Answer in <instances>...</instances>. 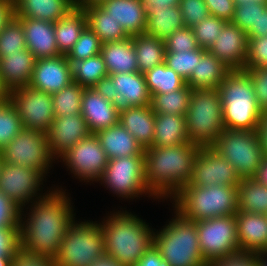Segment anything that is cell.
<instances>
[{
	"label": "cell",
	"mask_w": 267,
	"mask_h": 266,
	"mask_svg": "<svg viewBox=\"0 0 267 266\" xmlns=\"http://www.w3.org/2000/svg\"><path fill=\"white\" fill-rule=\"evenodd\" d=\"M50 191L40 200L28 204L27 219L21 209L20 248L53 259L76 213L73 214L70 197L63 188Z\"/></svg>",
	"instance_id": "obj_1"
},
{
	"label": "cell",
	"mask_w": 267,
	"mask_h": 266,
	"mask_svg": "<svg viewBox=\"0 0 267 266\" xmlns=\"http://www.w3.org/2000/svg\"><path fill=\"white\" fill-rule=\"evenodd\" d=\"M200 148L189 142L144 149L145 181L154 199L172 198L189 183Z\"/></svg>",
	"instance_id": "obj_2"
},
{
	"label": "cell",
	"mask_w": 267,
	"mask_h": 266,
	"mask_svg": "<svg viewBox=\"0 0 267 266\" xmlns=\"http://www.w3.org/2000/svg\"><path fill=\"white\" fill-rule=\"evenodd\" d=\"M100 225L104 232L105 255L121 265L138 263L153 245L151 226L126 210L113 212Z\"/></svg>",
	"instance_id": "obj_3"
},
{
	"label": "cell",
	"mask_w": 267,
	"mask_h": 266,
	"mask_svg": "<svg viewBox=\"0 0 267 266\" xmlns=\"http://www.w3.org/2000/svg\"><path fill=\"white\" fill-rule=\"evenodd\" d=\"M217 90L225 129L257 131L262 111L257 106L249 74L244 69L231 70Z\"/></svg>",
	"instance_id": "obj_4"
},
{
	"label": "cell",
	"mask_w": 267,
	"mask_h": 266,
	"mask_svg": "<svg viewBox=\"0 0 267 266\" xmlns=\"http://www.w3.org/2000/svg\"><path fill=\"white\" fill-rule=\"evenodd\" d=\"M174 210L195 222L238 212L237 187L186 185L172 198ZM174 200V201H173ZM175 202V203H174Z\"/></svg>",
	"instance_id": "obj_5"
},
{
	"label": "cell",
	"mask_w": 267,
	"mask_h": 266,
	"mask_svg": "<svg viewBox=\"0 0 267 266\" xmlns=\"http://www.w3.org/2000/svg\"><path fill=\"white\" fill-rule=\"evenodd\" d=\"M174 213V218L153 234V245L165 266H208L200 250L196 222L176 210Z\"/></svg>",
	"instance_id": "obj_6"
},
{
	"label": "cell",
	"mask_w": 267,
	"mask_h": 266,
	"mask_svg": "<svg viewBox=\"0 0 267 266\" xmlns=\"http://www.w3.org/2000/svg\"><path fill=\"white\" fill-rule=\"evenodd\" d=\"M223 105L217 89H192L185 114L190 142L199 147H212L225 130Z\"/></svg>",
	"instance_id": "obj_7"
},
{
	"label": "cell",
	"mask_w": 267,
	"mask_h": 266,
	"mask_svg": "<svg viewBox=\"0 0 267 266\" xmlns=\"http://www.w3.org/2000/svg\"><path fill=\"white\" fill-rule=\"evenodd\" d=\"M99 223V224H98ZM73 221L53 258L56 266H91L105 256L104 232L100 222Z\"/></svg>",
	"instance_id": "obj_8"
},
{
	"label": "cell",
	"mask_w": 267,
	"mask_h": 266,
	"mask_svg": "<svg viewBox=\"0 0 267 266\" xmlns=\"http://www.w3.org/2000/svg\"><path fill=\"white\" fill-rule=\"evenodd\" d=\"M212 148L226 159L240 178H252L264 158L257 131L225 129Z\"/></svg>",
	"instance_id": "obj_9"
},
{
	"label": "cell",
	"mask_w": 267,
	"mask_h": 266,
	"mask_svg": "<svg viewBox=\"0 0 267 266\" xmlns=\"http://www.w3.org/2000/svg\"><path fill=\"white\" fill-rule=\"evenodd\" d=\"M0 156L4 163L36 169L44 176L55 161L49 150L47 133L25 128L0 150Z\"/></svg>",
	"instance_id": "obj_10"
},
{
	"label": "cell",
	"mask_w": 267,
	"mask_h": 266,
	"mask_svg": "<svg viewBox=\"0 0 267 266\" xmlns=\"http://www.w3.org/2000/svg\"><path fill=\"white\" fill-rule=\"evenodd\" d=\"M99 182L118 198L134 199L143 194L154 197L147 189L145 181L144 156L109 159Z\"/></svg>",
	"instance_id": "obj_11"
},
{
	"label": "cell",
	"mask_w": 267,
	"mask_h": 266,
	"mask_svg": "<svg viewBox=\"0 0 267 266\" xmlns=\"http://www.w3.org/2000/svg\"><path fill=\"white\" fill-rule=\"evenodd\" d=\"M196 227L200 250L207 264L240 252L235 214L197 221Z\"/></svg>",
	"instance_id": "obj_12"
},
{
	"label": "cell",
	"mask_w": 267,
	"mask_h": 266,
	"mask_svg": "<svg viewBox=\"0 0 267 266\" xmlns=\"http://www.w3.org/2000/svg\"><path fill=\"white\" fill-rule=\"evenodd\" d=\"M10 101L23 128L48 133L55 118L51 94L23 86L10 91Z\"/></svg>",
	"instance_id": "obj_13"
},
{
	"label": "cell",
	"mask_w": 267,
	"mask_h": 266,
	"mask_svg": "<svg viewBox=\"0 0 267 266\" xmlns=\"http://www.w3.org/2000/svg\"><path fill=\"white\" fill-rule=\"evenodd\" d=\"M61 161L80 181L98 182L109 159L96 134L91 133L64 153L60 157Z\"/></svg>",
	"instance_id": "obj_14"
},
{
	"label": "cell",
	"mask_w": 267,
	"mask_h": 266,
	"mask_svg": "<svg viewBox=\"0 0 267 266\" xmlns=\"http://www.w3.org/2000/svg\"><path fill=\"white\" fill-rule=\"evenodd\" d=\"M44 178L46 179L36 169L4 162L0 166V190L21 209L26 208L29 202L31 204L48 194L45 192L41 195L38 192L42 190L40 187Z\"/></svg>",
	"instance_id": "obj_15"
},
{
	"label": "cell",
	"mask_w": 267,
	"mask_h": 266,
	"mask_svg": "<svg viewBox=\"0 0 267 266\" xmlns=\"http://www.w3.org/2000/svg\"><path fill=\"white\" fill-rule=\"evenodd\" d=\"M240 180L235 168L217 151L212 147H201L187 185L208 187L220 184L238 187Z\"/></svg>",
	"instance_id": "obj_16"
},
{
	"label": "cell",
	"mask_w": 267,
	"mask_h": 266,
	"mask_svg": "<svg viewBox=\"0 0 267 266\" xmlns=\"http://www.w3.org/2000/svg\"><path fill=\"white\" fill-rule=\"evenodd\" d=\"M73 82L71 64L66 55L37 59L29 86L49 94Z\"/></svg>",
	"instance_id": "obj_17"
},
{
	"label": "cell",
	"mask_w": 267,
	"mask_h": 266,
	"mask_svg": "<svg viewBox=\"0 0 267 266\" xmlns=\"http://www.w3.org/2000/svg\"><path fill=\"white\" fill-rule=\"evenodd\" d=\"M90 134L91 132L81 113L55 116L47 133L50 153L58 160L75 144Z\"/></svg>",
	"instance_id": "obj_18"
},
{
	"label": "cell",
	"mask_w": 267,
	"mask_h": 266,
	"mask_svg": "<svg viewBox=\"0 0 267 266\" xmlns=\"http://www.w3.org/2000/svg\"><path fill=\"white\" fill-rule=\"evenodd\" d=\"M247 47V33L233 23L227 22L208 50L231 70H243Z\"/></svg>",
	"instance_id": "obj_19"
},
{
	"label": "cell",
	"mask_w": 267,
	"mask_h": 266,
	"mask_svg": "<svg viewBox=\"0 0 267 266\" xmlns=\"http://www.w3.org/2000/svg\"><path fill=\"white\" fill-rule=\"evenodd\" d=\"M119 106L105 99L93 88H84L81 103V114L89 131L97 133L116 125L119 119Z\"/></svg>",
	"instance_id": "obj_20"
},
{
	"label": "cell",
	"mask_w": 267,
	"mask_h": 266,
	"mask_svg": "<svg viewBox=\"0 0 267 266\" xmlns=\"http://www.w3.org/2000/svg\"><path fill=\"white\" fill-rule=\"evenodd\" d=\"M235 217L239 250L267 253V214L238 211Z\"/></svg>",
	"instance_id": "obj_21"
},
{
	"label": "cell",
	"mask_w": 267,
	"mask_h": 266,
	"mask_svg": "<svg viewBox=\"0 0 267 266\" xmlns=\"http://www.w3.org/2000/svg\"><path fill=\"white\" fill-rule=\"evenodd\" d=\"M23 26L26 48L37 59L61 55L55 39V23L32 18H17Z\"/></svg>",
	"instance_id": "obj_22"
},
{
	"label": "cell",
	"mask_w": 267,
	"mask_h": 266,
	"mask_svg": "<svg viewBox=\"0 0 267 266\" xmlns=\"http://www.w3.org/2000/svg\"><path fill=\"white\" fill-rule=\"evenodd\" d=\"M118 122L137 140L143 149L152 147L155 113L150 105L120 108Z\"/></svg>",
	"instance_id": "obj_23"
},
{
	"label": "cell",
	"mask_w": 267,
	"mask_h": 266,
	"mask_svg": "<svg viewBox=\"0 0 267 266\" xmlns=\"http://www.w3.org/2000/svg\"><path fill=\"white\" fill-rule=\"evenodd\" d=\"M35 61V56L27 48L0 59V77L5 86L10 91L29 86Z\"/></svg>",
	"instance_id": "obj_24"
},
{
	"label": "cell",
	"mask_w": 267,
	"mask_h": 266,
	"mask_svg": "<svg viewBox=\"0 0 267 266\" xmlns=\"http://www.w3.org/2000/svg\"><path fill=\"white\" fill-rule=\"evenodd\" d=\"M109 76L119 94V108L150 105L151 95L144 73L122 72Z\"/></svg>",
	"instance_id": "obj_25"
},
{
	"label": "cell",
	"mask_w": 267,
	"mask_h": 266,
	"mask_svg": "<svg viewBox=\"0 0 267 266\" xmlns=\"http://www.w3.org/2000/svg\"><path fill=\"white\" fill-rule=\"evenodd\" d=\"M16 18L56 23L75 9L74 0H14Z\"/></svg>",
	"instance_id": "obj_26"
},
{
	"label": "cell",
	"mask_w": 267,
	"mask_h": 266,
	"mask_svg": "<svg viewBox=\"0 0 267 266\" xmlns=\"http://www.w3.org/2000/svg\"><path fill=\"white\" fill-rule=\"evenodd\" d=\"M99 5L120 23L130 37L145 32L146 17L140 0H104Z\"/></svg>",
	"instance_id": "obj_27"
},
{
	"label": "cell",
	"mask_w": 267,
	"mask_h": 266,
	"mask_svg": "<svg viewBox=\"0 0 267 266\" xmlns=\"http://www.w3.org/2000/svg\"><path fill=\"white\" fill-rule=\"evenodd\" d=\"M95 134L108 159H117L124 156H144L142 146L119 122Z\"/></svg>",
	"instance_id": "obj_28"
},
{
	"label": "cell",
	"mask_w": 267,
	"mask_h": 266,
	"mask_svg": "<svg viewBox=\"0 0 267 266\" xmlns=\"http://www.w3.org/2000/svg\"><path fill=\"white\" fill-rule=\"evenodd\" d=\"M230 71L209 50H205L186 84L192 89H217Z\"/></svg>",
	"instance_id": "obj_29"
},
{
	"label": "cell",
	"mask_w": 267,
	"mask_h": 266,
	"mask_svg": "<svg viewBox=\"0 0 267 266\" xmlns=\"http://www.w3.org/2000/svg\"><path fill=\"white\" fill-rule=\"evenodd\" d=\"M100 54L105 62L108 75L139 72L132 36L126 40L103 43Z\"/></svg>",
	"instance_id": "obj_30"
},
{
	"label": "cell",
	"mask_w": 267,
	"mask_h": 266,
	"mask_svg": "<svg viewBox=\"0 0 267 266\" xmlns=\"http://www.w3.org/2000/svg\"><path fill=\"white\" fill-rule=\"evenodd\" d=\"M184 115L155 114L152 147H168L189 143Z\"/></svg>",
	"instance_id": "obj_31"
},
{
	"label": "cell",
	"mask_w": 267,
	"mask_h": 266,
	"mask_svg": "<svg viewBox=\"0 0 267 266\" xmlns=\"http://www.w3.org/2000/svg\"><path fill=\"white\" fill-rule=\"evenodd\" d=\"M86 14L87 26L99 37L100 42L126 40L130 36L114 18L99 4L82 8Z\"/></svg>",
	"instance_id": "obj_32"
},
{
	"label": "cell",
	"mask_w": 267,
	"mask_h": 266,
	"mask_svg": "<svg viewBox=\"0 0 267 266\" xmlns=\"http://www.w3.org/2000/svg\"><path fill=\"white\" fill-rule=\"evenodd\" d=\"M87 26L83 9L75 8L55 23V39L61 55H67Z\"/></svg>",
	"instance_id": "obj_33"
},
{
	"label": "cell",
	"mask_w": 267,
	"mask_h": 266,
	"mask_svg": "<svg viewBox=\"0 0 267 266\" xmlns=\"http://www.w3.org/2000/svg\"><path fill=\"white\" fill-rule=\"evenodd\" d=\"M132 41L140 73L164 63L166 53L164 40L142 33L132 36Z\"/></svg>",
	"instance_id": "obj_34"
},
{
	"label": "cell",
	"mask_w": 267,
	"mask_h": 266,
	"mask_svg": "<svg viewBox=\"0 0 267 266\" xmlns=\"http://www.w3.org/2000/svg\"><path fill=\"white\" fill-rule=\"evenodd\" d=\"M239 212L267 214V186L254 178H242L237 187Z\"/></svg>",
	"instance_id": "obj_35"
},
{
	"label": "cell",
	"mask_w": 267,
	"mask_h": 266,
	"mask_svg": "<svg viewBox=\"0 0 267 266\" xmlns=\"http://www.w3.org/2000/svg\"><path fill=\"white\" fill-rule=\"evenodd\" d=\"M185 27L182 12L179 6L168 8V10L155 11L146 20V34L165 40L175 30Z\"/></svg>",
	"instance_id": "obj_36"
},
{
	"label": "cell",
	"mask_w": 267,
	"mask_h": 266,
	"mask_svg": "<svg viewBox=\"0 0 267 266\" xmlns=\"http://www.w3.org/2000/svg\"><path fill=\"white\" fill-rule=\"evenodd\" d=\"M71 64L73 82L84 88H93L97 82L106 76L108 71L101 54L84 60H68Z\"/></svg>",
	"instance_id": "obj_37"
},
{
	"label": "cell",
	"mask_w": 267,
	"mask_h": 266,
	"mask_svg": "<svg viewBox=\"0 0 267 266\" xmlns=\"http://www.w3.org/2000/svg\"><path fill=\"white\" fill-rule=\"evenodd\" d=\"M192 88L187 84L175 91L151 95L150 107L155 114H186Z\"/></svg>",
	"instance_id": "obj_38"
},
{
	"label": "cell",
	"mask_w": 267,
	"mask_h": 266,
	"mask_svg": "<svg viewBox=\"0 0 267 266\" xmlns=\"http://www.w3.org/2000/svg\"><path fill=\"white\" fill-rule=\"evenodd\" d=\"M150 95L164 94L183 88L186 81L165 63L144 73Z\"/></svg>",
	"instance_id": "obj_39"
},
{
	"label": "cell",
	"mask_w": 267,
	"mask_h": 266,
	"mask_svg": "<svg viewBox=\"0 0 267 266\" xmlns=\"http://www.w3.org/2000/svg\"><path fill=\"white\" fill-rule=\"evenodd\" d=\"M84 87L72 82L60 91L51 94L55 116L81 113Z\"/></svg>",
	"instance_id": "obj_40"
},
{
	"label": "cell",
	"mask_w": 267,
	"mask_h": 266,
	"mask_svg": "<svg viewBox=\"0 0 267 266\" xmlns=\"http://www.w3.org/2000/svg\"><path fill=\"white\" fill-rule=\"evenodd\" d=\"M205 49L199 48L183 52H166L164 63L187 81Z\"/></svg>",
	"instance_id": "obj_41"
},
{
	"label": "cell",
	"mask_w": 267,
	"mask_h": 266,
	"mask_svg": "<svg viewBox=\"0 0 267 266\" xmlns=\"http://www.w3.org/2000/svg\"><path fill=\"white\" fill-rule=\"evenodd\" d=\"M22 129L21 119L10 99L0 103V150Z\"/></svg>",
	"instance_id": "obj_42"
},
{
	"label": "cell",
	"mask_w": 267,
	"mask_h": 266,
	"mask_svg": "<svg viewBox=\"0 0 267 266\" xmlns=\"http://www.w3.org/2000/svg\"><path fill=\"white\" fill-rule=\"evenodd\" d=\"M26 49L24 29L15 18L0 32V59Z\"/></svg>",
	"instance_id": "obj_43"
},
{
	"label": "cell",
	"mask_w": 267,
	"mask_h": 266,
	"mask_svg": "<svg viewBox=\"0 0 267 266\" xmlns=\"http://www.w3.org/2000/svg\"><path fill=\"white\" fill-rule=\"evenodd\" d=\"M226 23V20L212 15L198 22L192 27L198 46L208 50L215 42Z\"/></svg>",
	"instance_id": "obj_44"
},
{
	"label": "cell",
	"mask_w": 267,
	"mask_h": 266,
	"mask_svg": "<svg viewBox=\"0 0 267 266\" xmlns=\"http://www.w3.org/2000/svg\"><path fill=\"white\" fill-rule=\"evenodd\" d=\"M101 46L99 37L86 26L66 57L68 60H84L99 54Z\"/></svg>",
	"instance_id": "obj_45"
},
{
	"label": "cell",
	"mask_w": 267,
	"mask_h": 266,
	"mask_svg": "<svg viewBox=\"0 0 267 266\" xmlns=\"http://www.w3.org/2000/svg\"><path fill=\"white\" fill-rule=\"evenodd\" d=\"M164 45L166 52H183L200 48L190 27L175 30L164 40Z\"/></svg>",
	"instance_id": "obj_46"
},
{
	"label": "cell",
	"mask_w": 267,
	"mask_h": 266,
	"mask_svg": "<svg viewBox=\"0 0 267 266\" xmlns=\"http://www.w3.org/2000/svg\"><path fill=\"white\" fill-rule=\"evenodd\" d=\"M179 7L185 27L192 28L210 15L204 0H180Z\"/></svg>",
	"instance_id": "obj_47"
},
{
	"label": "cell",
	"mask_w": 267,
	"mask_h": 266,
	"mask_svg": "<svg viewBox=\"0 0 267 266\" xmlns=\"http://www.w3.org/2000/svg\"><path fill=\"white\" fill-rule=\"evenodd\" d=\"M267 67V36L248 39L245 68Z\"/></svg>",
	"instance_id": "obj_48"
},
{
	"label": "cell",
	"mask_w": 267,
	"mask_h": 266,
	"mask_svg": "<svg viewBox=\"0 0 267 266\" xmlns=\"http://www.w3.org/2000/svg\"><path fill=\"white\" fill-rule=\"evenodd\" d=\"M253 84L257 106L267 111V67L245 68Z\"/></svg>",
	"instance_id": "obj_49"
},
{
	"label": "cell",
	"mask_w": 267,
	"mask_h": 266,
	"mask_svg": "<svg viewBox=\"0 0 267 266\" xmlns=\"http://www.w3.org/2000/svg\"><path fill=\"white\" fill-rule=\"evenodd\" d=\"M257 19L258 3L251 1L236 5L233 18L230 22L247 33L256 25Z\"/></svg>",
	"instance_id": "obj_50"
},
{
	"label": "cell",
	"mask_w": 267,
	"mask_h": 266,
	"mask_svg": "<svg viewBox=\"0 0 267 266\" xmlns=\"http://www.w3.org/2000/svg\"><path fill=\"white\" fill-rule=\"evenodd\" d=\"M21 208L0 190V228H20Z\"/></svg>",
	"instance_id": "obj_51"
},
{
	"label": "cell",
	"mask_w": 267,
	"mask_h": 266,
	"mask_svg": "<svg viewBox=\"0 0 267 266\" xmlns=\"http://www.w3.org/2000/svg\"><path fill=\"white\" fill-rule=\"evenodd\" d=\"M20 249V228H0V257L13 258Z\"/></svg>",
	"instance_id": "obj_52"
},
{
	"label": "cell",
	"mask_w": 267,
	"mask_h": 266,
	"mask_svg": "<svg viewBox=\"0 0 267 266\" xmlns=\"http://www.w3.org/2000/svg\"><path fill=\"white\" fill-rule=\"evenodd\" d=\"M208 266H259V253L237 252L211 261Z\"/></svg>",
	"instance_id": "obj_53"
},
{
	"label": "cell",
	"mask_w": 267,
	"mask_h": 266,
	"mask_svg": "<svg viewBox=\"0 0 267 266\" xmlns=\"http://www.w3.org/2000/svg\"><path fill=\"white\" fill-rule=\"evenodd\" d=\"M12 266H56L52 258L30 254L20 248L12 258Z\"/></svg>",
	"instance_id": "obj_54"
},
{
	"label": "cell",
	"mask_w": 267,
	"mask_h": 266,
	"mask_svg": "<svg viewBox=\"0 0 267 266\" xmlns=\"http://www.w3.org/2000/svg\"><path fill=\"white\" fill-rule=\"evenodd\" d=\"M209 14L230 22L235 11L233 0H204Z\"/></svg>",
	"instance_id": "obj_55"
},
{
	"label": "cell",
	"mask_w": 267,
	"mask_h": 266,
	"mask_svg": "<svg viewBox=\"0 0 267 266\" xmlns=\"http://www.w3.org/2000/svg\"><path fill=\"white\" fill-rule=\"evenodd\" d=\"M267 36V3H258V19L248 32V39L252 37Z\"/></svg>",
	"instance_id": "obj_56"
},
{
	"label": "cell",
	"mask_w": 267,
	"mask_h": 266,
	"mask_svg": "<svg viewBox=\"0 0 267 266\" xmlns=\"http://www.w3.org/2000/svg\"><path fill=\"white\" fill-rule=\"evenodd\" d=\"M93 89L101 94L105 99L118 105L119 94L112 82L111 77L108 75L101 78Z\"/></svg>",
	"instance_id": "obj_57"
},
{
	"label": "cell",
	"mask_w": 267,
	"mask_h": 266,
	"mask_svg": "<svg viewBox=\"0 0 267 266\" xmlns=\"http://www.w3.org/2000/svg\"><path fill=\"white\" fill-rule=\"evenodd\" d=\"M146 20L155 12L179 6L180 0H140Z\"/></svg>",
	"instance_id": "obj_58"
},
{
	"label": "cell",
	"mask_w": 267,
	"mask_h": 266,
	"mask_svg": "<svg viewBox=\"0 0 267 266\" xmlns=\"http://www.w3.org/2000/svg\"><path fill=\"white\" fill-rule=\"evenodd\" d=\"M15 18L14 0H0V32Z\"/></svg>",
	"instance_id": "obj_59"
},
{
	"label": "cell",
	"mask_w": 267,
	"mask_h": 266,
	"mask_svg": "<svg viewBox=\"0 0 267 266\" xmlns=\"http://www.w3.org/2000/svg\"><path fill=\"white\" fill-rule=\"evenodd\" d=\"M132 266H165L159 251L152 245L138 263Z\"/></svg>",
	"instance_id": "obj_60"
},
{
	"label": "cell",
	"mask_w": 267,
	"mask_h": 266,
	"mask_svg": "<svg viewBox=\"0 0 267 266\" xmlns=\"http://www.w3.org/2000/svg\"><path fill=\"white\" fill-rule=\"evenodd\" d=\"M264 156H267V111L262 112L257 130Z\"/></svg>",
	"instance_id": "obj_61"
},
{
	"label": "cell",
	"mask_w": 267,
	"mask_h": 266,
	"mask_svg": "<svg viewBox=\"0 0 267 266\" xmlns=\"http://www.w3.org/2000/svg\"><path fill=\"white\" fill-rule=\"evenodd\" d=\"M252 178H254L258 183L267 186V156H264L260 167Z\"/></svg>",
	"instance_id": "obj_62"
},
{
	"label": "cell",
	"mask_w": 267,
	"mask_h": 266,
	"mask_svg": "<svg viewBox=\"0 0 267 266\" xmlns=\"http://www.w3.org/2000/svg\"><path fill=\"white\" fill-rule=\"evenodd\" d=\"M91 266H124V265L119 264L111 257L105 255L104 257H101L99 260H96Z\"/></svg>",
	"instance_id": "obj_63"
},
{
	"label": "cell",
	"mask_w": 267,
	"mask_h": 266,
	"mask_svg": "<svg viewBox=\"0 0 267 266\" xmlns=\"http://www.w3.org/2000/svg\"><path fill=\"white\" fill-rule=\"evenodd\" d=\"M10 99V90L5 86L0 77V103Z\"/></svg>",
	"instance_id": "obj_64"
},
{
	"label": "cell",
	"mask_w": 267,
	"mask_h": 266,
	"mask_svg": "<svg viewBox=\"0 0 267 266\" xmlns=\"http://www.w3.org/2000/svg\"><path fill=\"white\" fill-rule=\"evenodd\" d=\"M101 1H104V0H74V3H75L76 8L82 9L86 6L99 4Z\"/></svg>",
	"instance_id": "obj_65"
},
{
	"label": "cell",
	"mask_w": 267,
	"mask_h": 266,
	"mask_svg": "<svg viewBox=\"0 0 267 266\" xmlns=\"http://www.w3.org/2000/svg\"><path fill=\"white\" fill-rule=\"evenodd\" d=\"M251 1L256 2V3H267V0H233V2L235 3V6L245 3V2H251Z\"/></svg>",
	"instance_id": "obj_66"
},
{
	"label": "cell",
	"mask_w": 267,
	"mask_h": 266,
	"mask_svg": "<svg viewBox=\"0 0 267 266\" xmlns=\"http://www.w3.org/2000/svg\"><path fill=\"white\" fill-rule=\"evenodd\" d=\"M0 266H12V258L0 257Z\"/></svg>",
	"instance_id": "obj_67"
},
{
	"label": "cell",
	"mask_w": 267,
	"mask_h": 266,
	"mask_svg": "<svg viewBox=\"0 0 267 266\" xmlns=\"http://www.w3.org/2000/svg\"><path fill=\"white\" fill-rule=\"evenodd\" d=\"M259 266H267V253L259 254Z\"/></svg>",
	"instance_id": "obj_68"
}]
</instances>
